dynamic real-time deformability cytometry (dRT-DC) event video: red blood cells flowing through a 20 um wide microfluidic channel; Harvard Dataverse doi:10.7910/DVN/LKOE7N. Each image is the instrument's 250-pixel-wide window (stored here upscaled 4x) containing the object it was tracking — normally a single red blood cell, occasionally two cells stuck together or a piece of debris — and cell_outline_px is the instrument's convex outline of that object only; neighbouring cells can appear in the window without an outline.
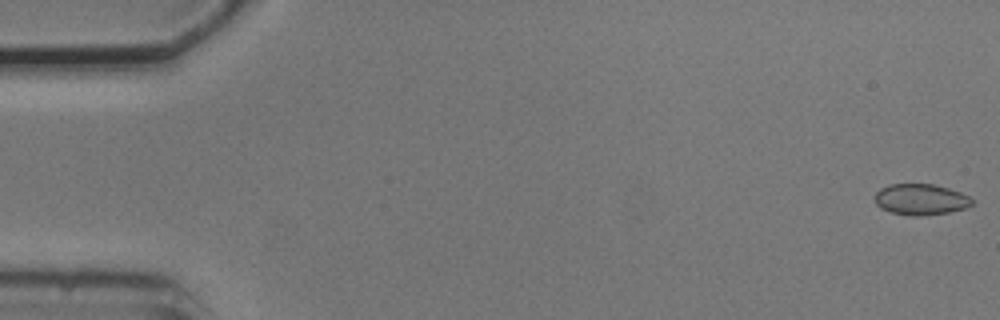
{"species": "common noctule bat (a hibernating species)", "species_latin": "Nyctalus noctula", "temperature_condition": "cold", "stored_images_in_passage": 54, "camera_frame_rate_fps": 3000, "um_per_image_px": 0.085, "animal": {"sex": "male", "body_mass_g": 20.5, "forearm_length_mm": 52.5}, "frame": {"image": 1, "passage_image": 1, "time_ms": 0.0, "image_size_px": [1000, 320], "cell_outline_px": [[976, 200], [968, 208], [948, 212], [920, 216], [912, 216], [892, 212], [880, 208], [876, 204], [876, 192], [880, 188], [888, 184], [932, 184], [948, 188], [960, 192]], "centroid_in_image_um": [78.29, 16.95], "position_along_channel_um": 6.7, "area_um2": 17.63}}
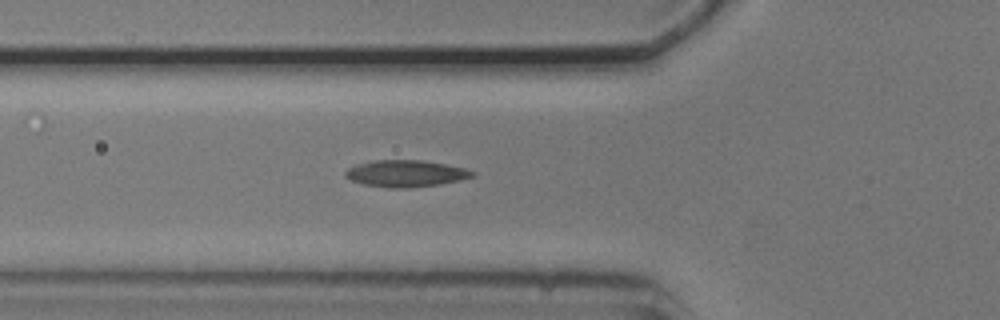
{"frame": {"image": 2, "passage_image": 19, "time_ms": 6.0, "image_size_px": [1000, 320], "cell_outline_px": [[476, 176], [460, 180], [440, 184], [408, 188], [392, 188], [364, 184], [352, 180], [344, 176], [344, 172], [348, 168], [360, 164], [376, 160], [420, 160], [444, 164], [464, 168], [476, 172]], "centroid_in_image_um": [34.52, 14.75], "position_along_channel_um": 91.3, "area_um2": 19.59}}
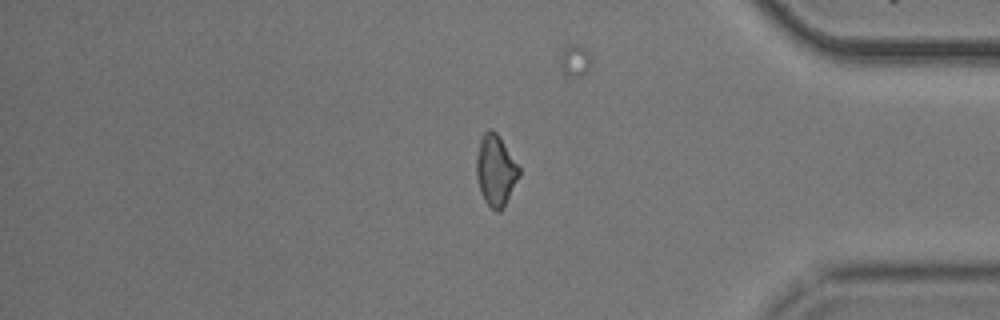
{"frame": {"image": 3, "passage_image": 45, "time_ms": 14.667, "image_size_px": [1000, 320], "cell_outline_px": [[520, 176], [504, 208], [500, 212], [496, 212], [484, 200], [480, 192], [476, 176], [476, 156], [480, 136], [488, 128], [496, 132], [500, 136], [520, 168]], "centroid_in_image_um": [42.13, 14.48], "position_along_channel_um": 393.1, "area_um2": 18.03}, "authors_computed_cell_mechanics": {"area_um2": 18.207, "velocity_mm_per_s": 3.7613, "shape_relaxation_time_tau1_ms": null, "shape_relaxation_time_tau2_ms": 3.9902, "deformation_change_tau1": null, "deformation_change_tau2": 0.1068}}